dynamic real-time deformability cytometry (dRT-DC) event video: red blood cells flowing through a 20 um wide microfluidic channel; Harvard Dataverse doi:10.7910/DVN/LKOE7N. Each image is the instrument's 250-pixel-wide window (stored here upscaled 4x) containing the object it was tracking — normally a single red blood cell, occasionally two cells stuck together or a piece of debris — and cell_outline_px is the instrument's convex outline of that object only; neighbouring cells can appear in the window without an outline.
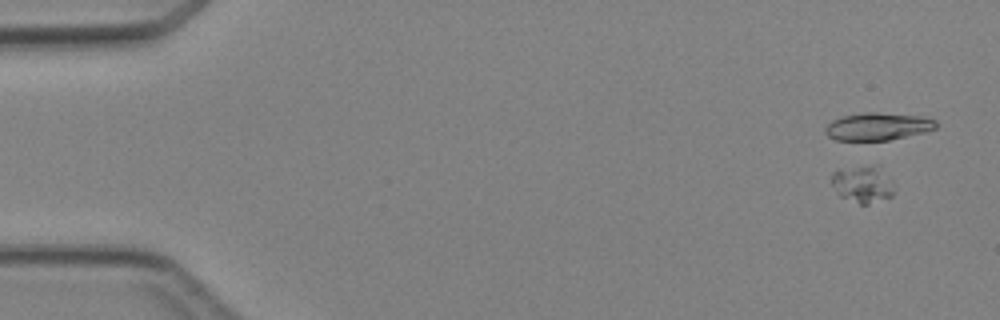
{"species": "Egyptian fruit bat (a non-hibernating species)", "species_latin": "Rousettus aegyptiacus", "temperature_condition": "cold", "stored_images_in_passage": 3, "camera_frame_rate_fps": 3000, "um_per_image_px": 0.085, "animal": {"sex": "female"}, "frame": {"image": 1, "passage_image": 1, "time_ms": 0.0, "image_size_px": [1000, 320], "cell_outline_px": [[896, 192], [892, 196], [868, 204], [860, 204], [840, 196], [836, 192], [832, 184], [832, 172], [840, 168], [872, 164], [876, 164], [892, 180], [896, 188]], "centroid_in_image_um": [73.36, 15.63], "position_along_channel_um": 11.6, "area_um2": 13.87}}